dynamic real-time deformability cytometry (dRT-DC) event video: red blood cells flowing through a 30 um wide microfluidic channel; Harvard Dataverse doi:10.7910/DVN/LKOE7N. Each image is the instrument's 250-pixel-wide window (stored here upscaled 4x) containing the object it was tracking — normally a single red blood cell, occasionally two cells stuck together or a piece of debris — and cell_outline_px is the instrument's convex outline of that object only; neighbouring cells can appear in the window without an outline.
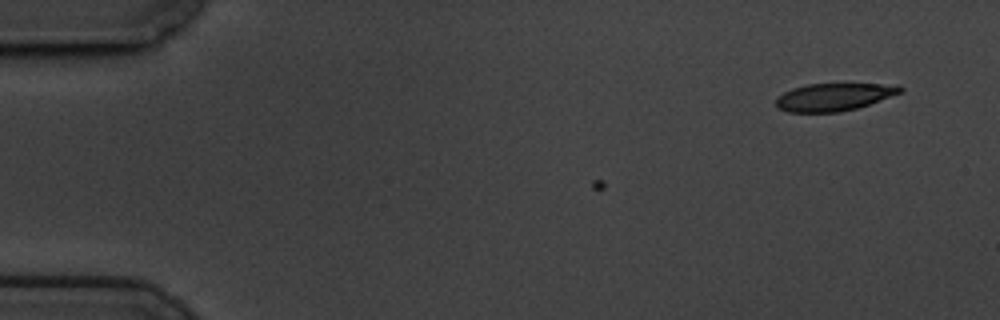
{"species": "common noctule bat (a hibernating species)", "species_latin": "Nyctalus noctula", "temperature_condition": "cold", "stored_images_in_passage": 3, "camera_frame_rate_fps": 3000, "um_per_image_px": 0.085, "animal": {"sex": "male", "body_mass_g": 19.5, "forearm_length_mm": 54.6}, "frame": {"image": 1, "passage_image": 1, "time_ms": 0.0, "image_size_px": [1000, 320], "cell_outline_px": [[904, 92], [856, 108], [840, 112], [788, 112], [776, 108], [776, 100], [784, 92], [792, 88], [808, 84], [900, 84], [904, 88]], "centroid_in_image_um": [70.91, 8.24], "position_along_channel_um": 14.1, "area_um2": 20.0}}